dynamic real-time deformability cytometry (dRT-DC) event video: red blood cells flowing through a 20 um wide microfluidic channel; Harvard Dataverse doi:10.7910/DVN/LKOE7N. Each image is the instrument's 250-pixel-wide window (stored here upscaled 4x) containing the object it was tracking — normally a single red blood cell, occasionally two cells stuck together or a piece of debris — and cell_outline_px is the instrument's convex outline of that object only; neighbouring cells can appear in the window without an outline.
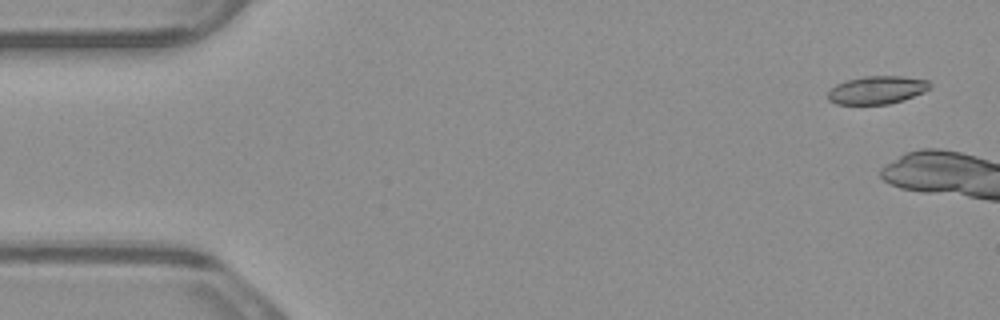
{"species": "common noctule bat (a hibernating species)", "species_latin": "Nyctalus noctula", "temperature_condition": "warm", "stored_images_in_passage": 3, "camera_frame_rate_fps": 3000, "um_per_image_px": 0.085, "animal": {"sex": "male", "body_mass_g": 23.1, "forearm_length_mm": 52.7}, "frame": {"image": 1, "passage_image": 1, "time_ms": 0.0, "image_size_px": [1000, 320], "cell_outline_px": [[932, 88], [924, 92], [888, 104], [836, 104], [828, 100], [828, 92], [836, 84], [848, 80], [864, 76], [904, 76], [928, 80], [932, 84]], "centroid_in_image_um": [74.56, 7.64], "position_along_channel_um": 10.4, "area_um2": 16.59}}